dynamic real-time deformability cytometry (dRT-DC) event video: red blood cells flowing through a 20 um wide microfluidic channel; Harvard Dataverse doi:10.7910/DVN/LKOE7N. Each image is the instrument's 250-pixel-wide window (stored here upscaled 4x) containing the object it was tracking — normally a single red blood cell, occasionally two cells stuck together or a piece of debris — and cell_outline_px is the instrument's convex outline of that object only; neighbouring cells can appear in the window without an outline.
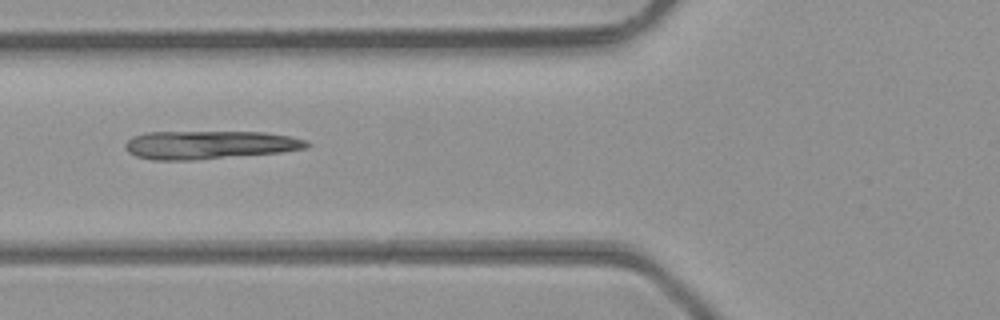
{"species": "common noctule bat (a hibernating species)", "species_latin": "Nyctalus noctula", "temperature_condition": "room temperature", "stored_images_in_passage": 3, "camera_frame_rate_fps": 3000, "um_per_image_px": 0.085, "animal": {"sex": "male", "body_mass_g": 23.1, "forearm_length_mm": 52.7}, "frame": {"image": 1, "passage_image": 3, "time_ms": 0.667, "image_size_px": [1000, 320], "cell_outline_px": [[312, 144], [308, 148], [280, 152], [192, 160], [152, 160], [136, 156], [128, 152], [124, 148], [124, 144], [132, 136], [148, 132], [264, 132], [288, 136], [304, 140]], "centroid_in_image_um": [17.76, 12.31], "position_along_channel_um": 108.0, "area_um2": 29.88}}